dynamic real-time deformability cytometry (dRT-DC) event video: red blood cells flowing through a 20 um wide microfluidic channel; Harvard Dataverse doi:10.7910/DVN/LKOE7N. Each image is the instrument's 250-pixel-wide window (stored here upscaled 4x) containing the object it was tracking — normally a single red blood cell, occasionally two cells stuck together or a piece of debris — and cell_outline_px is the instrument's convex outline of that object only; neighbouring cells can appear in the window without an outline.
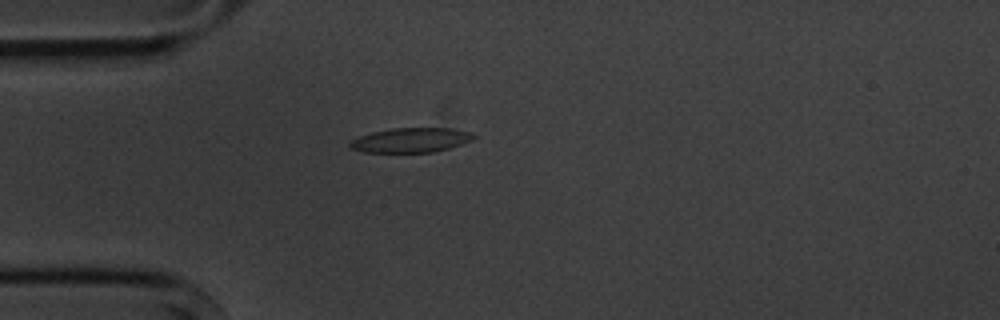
{"species": "common noctule bat (a hibernating species)", "species_latin": "Nyctalus noctula", "temperature_condition": "cold", "stored_images_in_passage": 6, "camera_frame_rate_fps": 3000, "um_per_image_px": 0.085, "animal": {"sex": "male", "body_mass_g": 20.1, "forearm_length_mm": 53.5}, "frame": {"image": 1, "passage_image": 5, "time_ms": 4.667, "image_size_px": [1000, 320], "cell_outline_px": [[476, 136], [472, 140], [448, 148], [432, 152], [364, 152], [348, 148], [348, 144], [352, 140], [360, 136], [372, 132], [392, 128], [452, 128], [472, 132]], "centroid_in_image_um": [34.91, 11.9], "position_along_channel_um": 50.1, "area_um2": 17.69}}